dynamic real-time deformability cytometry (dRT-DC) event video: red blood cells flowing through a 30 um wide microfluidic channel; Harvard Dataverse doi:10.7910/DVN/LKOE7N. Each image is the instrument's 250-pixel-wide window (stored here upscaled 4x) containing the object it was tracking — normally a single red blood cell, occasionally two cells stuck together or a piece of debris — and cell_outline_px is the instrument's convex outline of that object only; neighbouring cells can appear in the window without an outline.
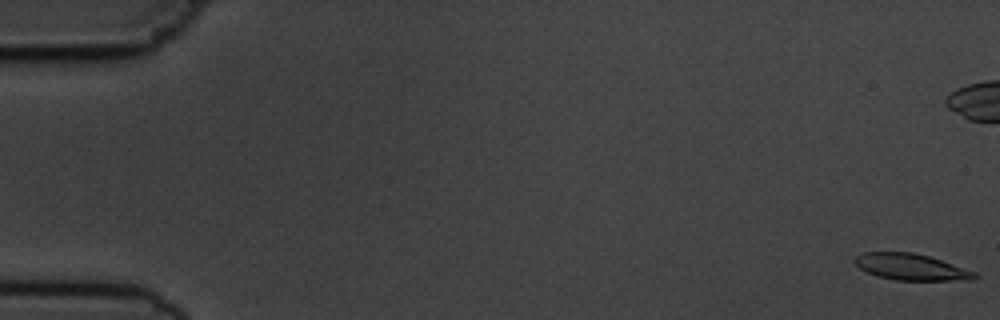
{"species": "common noctule bat (a hibernating species)", "species_latin": "Nyctalus noctula", "temperature_condition": "cold", "stored_images_in_passage": 16, "camera_frame_rate_fps": 3000, "um_per_image_px": 0.085, "animal": {"sex": "male", "body_mass_g": 19.5, "forearm_length_mm": 54.6}, "frame": {"image": 1, "passage_image": 1, "time_ms": 0.0, "image_size_px": [1000, 320], "cell_outline_px": [[980, 276], [976, 280], [896, 280], [876, 276], [860, 268], [852, 260], [856, 256], [864, 252], [912, 252], [928, 256], [976, 272]], "centroid_in_image_um": [77.45, 22.7], "position_along_channel_um": 7.5, "area_um2": 18.38}}
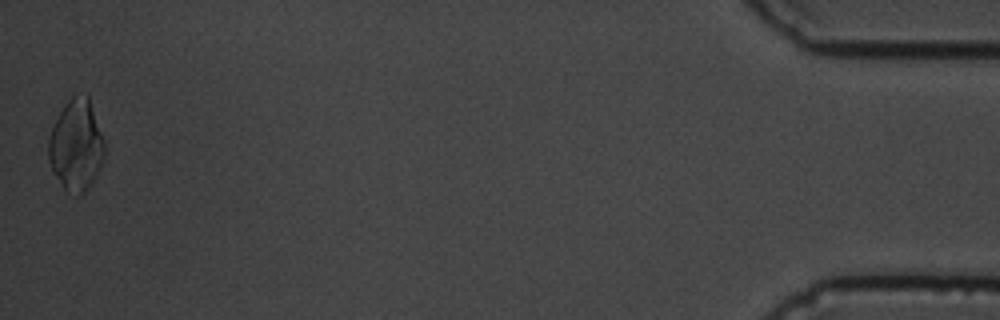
{"frame": {"image": 2, "passage_image": 16, "time_ms": 19.0, "image_size_px": [1000, 320], "cell_outline_px": [[104, 160], [96, 176], [88, 188], [80, 196], [76, 196], [64, 192], [52, 172], [48, 160], [48, 140], [52, 128], [60, 112], [68, 100], [76, 92], [88, 92], [104, 140]], "centroid_in_image_um": [6.48, 12.36], "position_along_channel_um": 428.7, "area_um2": 30.52}, "authors_computed_cell_mechanics": {"area_um2": 18.9584, "velocity_mm_per_s": 3.7244, "shape_relaxation_time_tau1_ms": 3.7906, "shape_relaxation_time_tau2_ms": 7.284, "deformation_change_tau1": 0.1167, "deformation_change_tau2": 0.161}}